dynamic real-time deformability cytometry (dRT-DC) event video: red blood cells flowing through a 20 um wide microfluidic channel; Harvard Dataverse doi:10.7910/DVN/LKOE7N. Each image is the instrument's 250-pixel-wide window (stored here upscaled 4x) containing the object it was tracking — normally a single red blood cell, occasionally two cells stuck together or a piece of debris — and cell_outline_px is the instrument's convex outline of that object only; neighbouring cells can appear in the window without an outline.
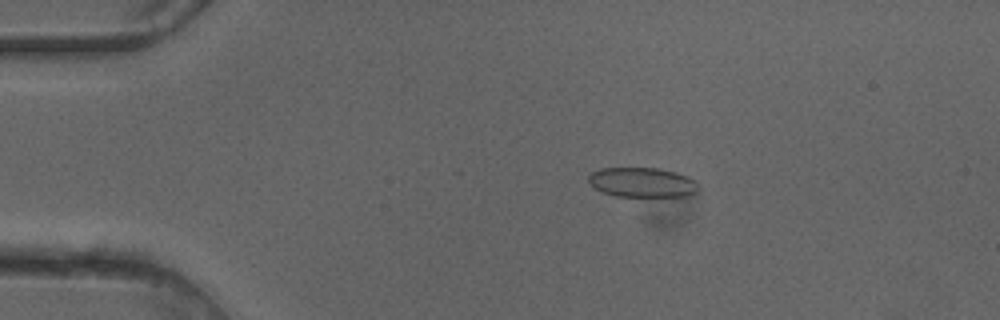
{"species": "common noctule bat (a hibernating species)", "species_latin": "Nyctalus noctula", "temperature_condition": "cold", "stored_images_in_passage": 48, "camera_frame_rate_fps": 3000, "um_per_image_px": 0.085, "animal": {"sex": "female"}, "frame": {"image": 1, "passage_image": 8, "time_ms": 2.333, "image_size_px": [1000, 320], "cell_outline_px": [[700, 188], [696, 192], [688, 196], [616, 196], [604, 192], [596, 188], [588, 180], [588, 176], [592, 172], [600, 168], [656, 168], [676, 172], [696, 180]], "centroid_in_image_um": [54.63, 15.5], "position_along_channel_um": 30.4, "area_um2": 18.96}}
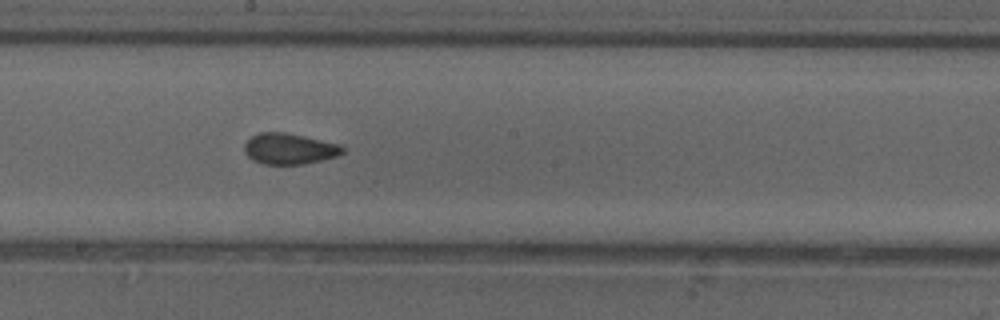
{"frame": {"image": 2, "passage_image": 26, "time_ms": 8.333, "image_size_px": [1000, 320], "cell_outline_px": [[344, 152], [336, 156], [304, 164], [264, 164], [252, 160], [244, 152], [244, 144], [252, 136], [260, 132], [284, 132], [304, 136], [340, 144], [344, 148]], "centroid_in_image_um": [24.57, 12.64], "position_along_channel_um": 223.6, "area_um2": 17.63}}
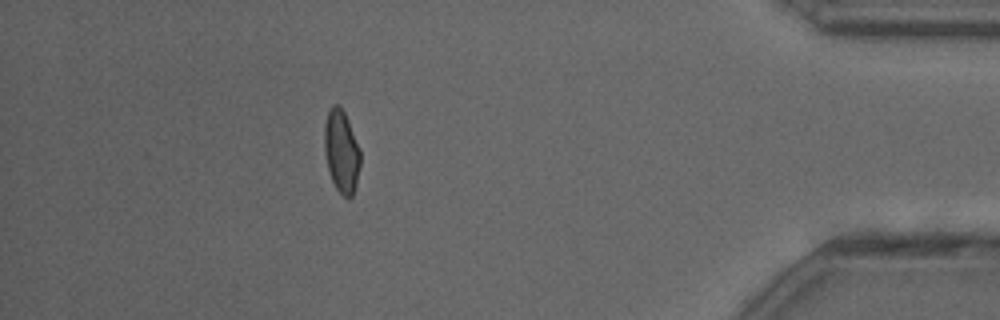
{"frame": {"image": 3, "passage_image": 43, "time_ms": 14.0, "image_size_px": [1000, 320], "cell_outline_px": [[360, 164], [356, 184], [352, 196], [344, 196], [336, 188], [332, 180], [328, 168], [324, 152], [324, 124], [328, 112], [332, 104], [340, 104], [348, 120], [360, 148]], "centroid_in_image_um": [29.01, 12.82], "position_along_channel_um": 406.2, "area_um2": 17.28}, "authors_computed_cell_mechanics": {"area_um2": 17.8891, "velocity_mm_per_s": 4.1197, "shape_relaxation_time_tau1_ms": null, "shape_relaxation_time_tau2_ms": 1.4724, "deformation_change_tau1": null, "deformation_change_tau2": 0.0564}}